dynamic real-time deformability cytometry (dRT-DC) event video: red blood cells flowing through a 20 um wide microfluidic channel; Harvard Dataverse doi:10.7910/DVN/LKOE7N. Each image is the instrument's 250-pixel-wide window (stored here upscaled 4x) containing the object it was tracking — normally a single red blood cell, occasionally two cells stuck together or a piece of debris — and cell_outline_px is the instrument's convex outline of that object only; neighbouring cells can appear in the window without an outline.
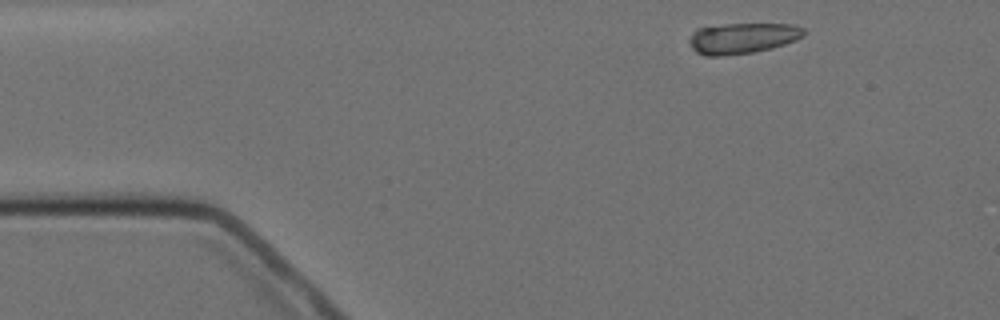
{"species": "Egyptian fruit bat (a non-hibernating species)", "species_latin": "Rousettus aegyptiacus", "temperature_condition": "cold", "stored_images_in_passage": 3, "camera_frame_rate_fps": 3000, "um_per_image_px": 0.085, "animal": {"sex": "female"}, "frame": {"image": 1, "passage_image": 1, "time_ms": 0.0, "image_size_px": [1000, 320], "cell_outline_px": [[804, 36], [796, 40], [772, 48], [752, 52], [720, 56], [704, 56], [696, 52], [692, 48], [688, 40], [692, 32], [696, 28], [724, 24], [792, 24], [804, 28]], "centroid_in_image_um": [63.08, 3.24], "position_along_channel_um": 21.9, "area_um2": 20.63}}